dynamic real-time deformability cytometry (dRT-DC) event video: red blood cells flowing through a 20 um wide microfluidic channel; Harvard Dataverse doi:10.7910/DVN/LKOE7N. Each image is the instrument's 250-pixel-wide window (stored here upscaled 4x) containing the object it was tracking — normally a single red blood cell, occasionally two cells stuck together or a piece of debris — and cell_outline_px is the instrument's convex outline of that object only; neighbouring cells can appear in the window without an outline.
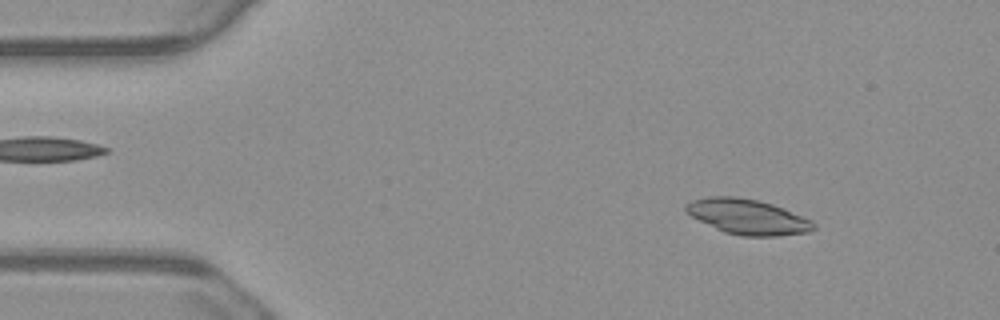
{"species": "common noctule bat (a hibernating species)", "species_latin": "Nyctalus noctula", "temperature_condition": "warm", "stored_images_in_passage": 53, "camera_frame_rate_fps": 3000, "um_per_image_px": 0.085, "animal": {"sex": "male", "body_mass_g": 23.1, "forearm_length_mm": 52.7}, "frame": {"image": 1, "passage_image": 6, "time_ms": 1.667, "image_size_px": [1000, 320], "cell_outline_px": [[816, 228], [808, 232], [780, 236], [744, 236], [724, 232], [684, 212], [684, 208], [692, 200], [708, 196], [736, 196], [756, 200], [772, 204], [784, 208], [812, 220], [816, 224]], "centroid_in_image_um": [63.58, 18.42], "position_along_channel_um": 21.4, "area_um2": 26.13}}
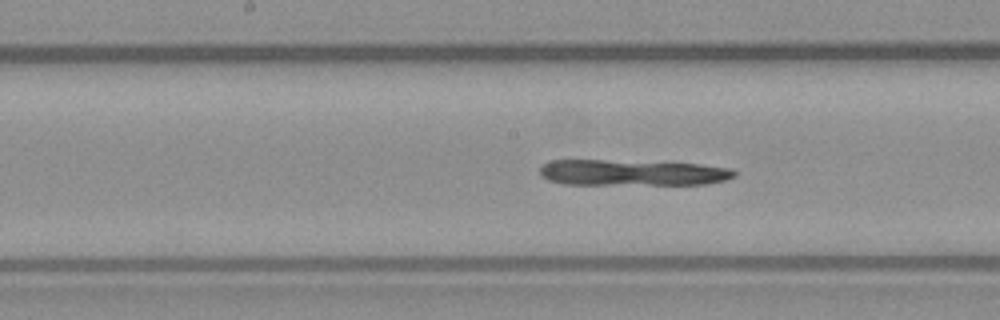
{"frame": {"image": 2, "passage_image": 26, "time_ms": 8.333, "image_size_px": [1000, 320], "cell_outline_px": [[736, 176], [724, 180], [708, 184], [564, 184], [548, 180], [540, 176], [540, 168], [544, 164], [552, 160], [604, 160], [700, 164], [732, 168], [736, 172]], "centroid_in_image_um": [53.74, 14.68], "position_along_channel_um": 194.5, "area_um2": 29.3}}